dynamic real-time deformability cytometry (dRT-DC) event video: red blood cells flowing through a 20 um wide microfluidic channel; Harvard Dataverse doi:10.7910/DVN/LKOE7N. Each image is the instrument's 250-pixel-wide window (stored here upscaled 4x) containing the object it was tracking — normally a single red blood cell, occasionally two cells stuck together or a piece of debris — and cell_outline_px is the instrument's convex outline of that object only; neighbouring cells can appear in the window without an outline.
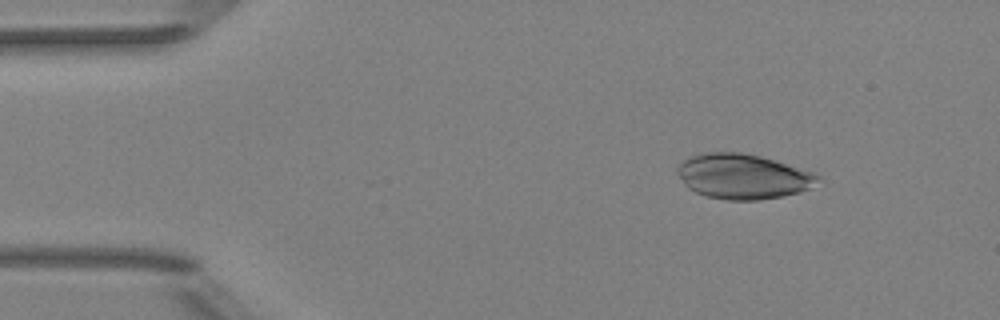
{"species": "Egyptian fruit bat (a non-hibernating species)", "species_latin": "Rousettus aegyptiacus", "temperature_condition": "room temperature", "stored_images_in_passage": 6, "camera_frame_rate_fps": 3000, "um_per_image_px": 0.085, "animal": {"sex": "female"}, "frame": {"image": 1, "passage_image": 2, "time_ms": 1.333, "image_size_px": [1000, 320], "cell_outline_px": [[824, 180], [800, 192], [784, 196], [760, 200], [728, 200], [704, 196], [688, 188], [684, 184], [676, 172], [676, 168], [688, 156], [704, 152], [740, 152], [760, 156], [816, 172]], "centroid_in_image_um": [63.17, 15.0], "position_along_channel_um": 21.8, "area_um2": 37.28}}
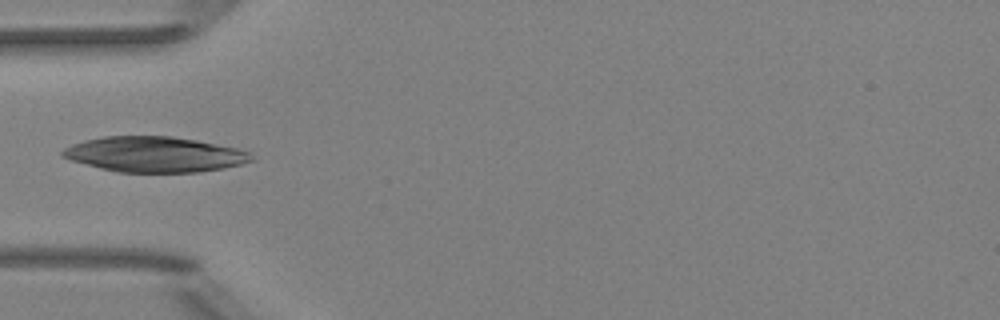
{"frame": {"image": 2, "passage_image": 5, "time_ms": 4.667, "image_size_px": [1000, 320], "cell_outline_px": [[256, 160], [224, 168], [200, 172], [116, 172], [100, 168], [72, 160], [60, 156], [60, 152], [64, 148], [72, 144], [84, 140], [104, 136], [172, 136], [196, 140], [236, 148], [248, 152], [256, 156]], "centroid_in_image_um": [13.14, 13.12], "position_along_channel_um": 71.9, "area_um2": 39.02}}
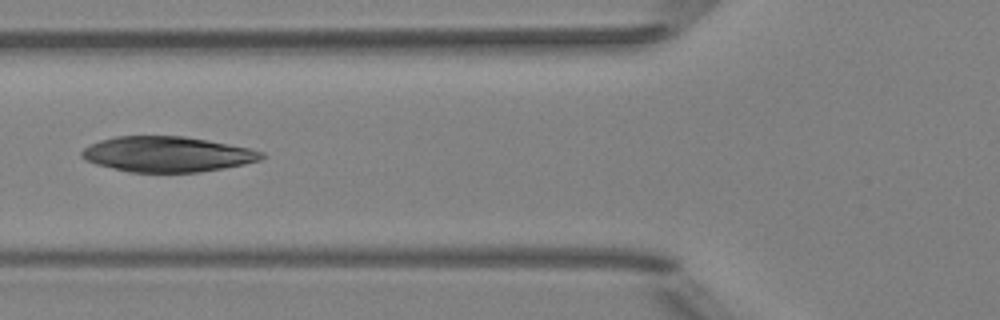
{"frame": {"image": 3, "passage_image": 6, "time_ms": 5.667, "image_size_px": [1000, 320], "cell_outline_px": [[264, 156], [260, 160], [244, 164], [224, 168], [200, 172], [128, 172], [96, 164], [84, 160], [80, 156], [80, 152], [84, 148], [100, 140], [116, 136], [184, 136], [208, 140], [248, 148], [264, 152]], "centroid_in_image_um": [14.19, 13.11], "position_along_channel_um": 111.6, "area_um2": 37.05}}